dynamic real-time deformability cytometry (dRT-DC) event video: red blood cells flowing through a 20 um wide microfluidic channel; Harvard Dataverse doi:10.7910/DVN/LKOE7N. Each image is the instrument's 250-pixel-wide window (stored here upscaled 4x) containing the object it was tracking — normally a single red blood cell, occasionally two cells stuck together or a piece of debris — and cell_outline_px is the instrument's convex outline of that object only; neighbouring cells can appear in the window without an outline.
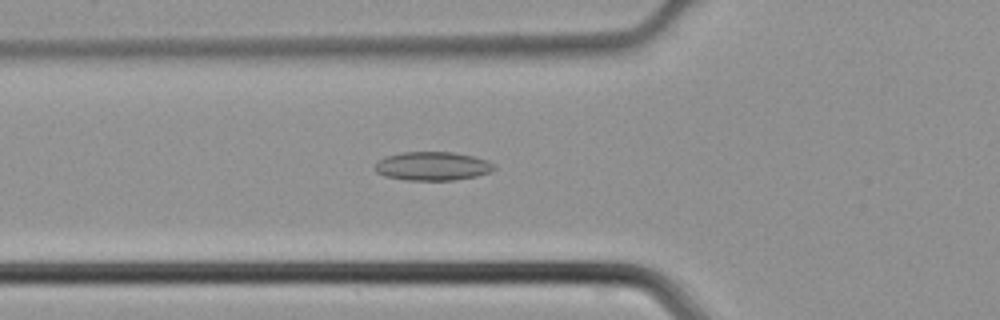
{"species": "common noctule bat (a hibernating species)", "species_latin": "Nyctalus noctula", "temperature_condition": "cold", "stored_images_in_passage": 41, "camera_frame_rate_fps": 3000, "um_per_image_px": 0.085, "animal": {"sex": "male", "body_mass_g": 21.5, "forearm_length_mm": 52.0}, "frame": {"image": 1, "passage_image": 12, "time_ms": 3.667, "image_size_px": [1000, 320], "cell_outline_px": [[496, 168], [488, 172], [476, 176], [456, 180], [404, 180], [384, 176], [376, 172], [376, 164], [380, 160], [388, 156], [400, 152], [452, 152], [472, 156], [488, 160], [496, 164]], "centroid_in_image_um": [36.79, 14.12], "position_along_channel_um": 89.0, "area_um2": 19.88}}
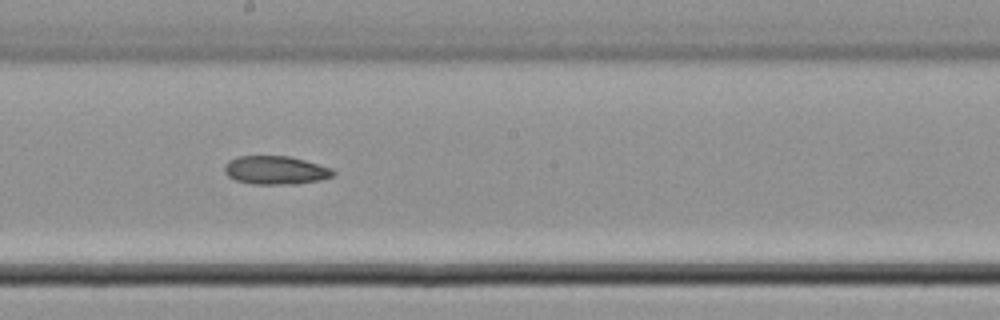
{"frame": {"image": 2, "passage_image": 21, "time_ms": 6.667, "image_size_px": [1000, 320], "cell_outline_px": [[336, 172], [332, 176], [320, 180], [296, 184], [252, 184], [236, 180], [228, 176], [224, 172], [224, 168], [228, 160], [240, 156], [288, 156], [304, 160], [332, 168]], "centroid_in_image_um": [23.42, 14.47], "position_along_channel_um": 224.8, "area_um2": 17.98}}
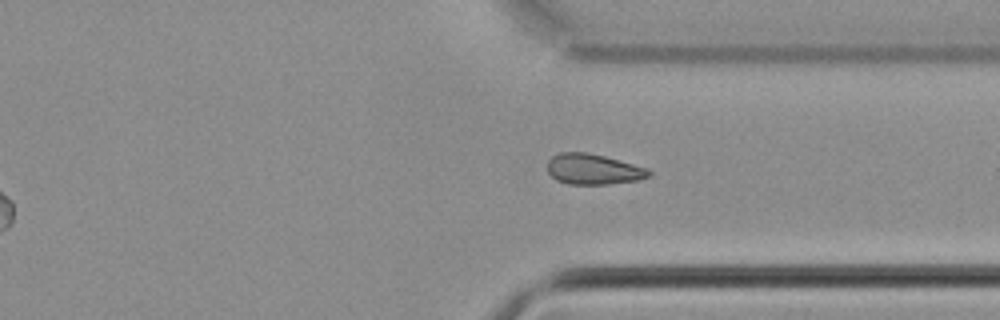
{"frame": {"image": 3, "passage_image": 30, "time_ms": 9.667, "image_size_px": [1000, 320], "cell_outline_px": [[652, 176], [640, 180], [608, 184], [568, 184], [556, 180], [548, 172], [548, 160], [552, 156], [560, 152], [584, 152], [604, 156], [632, 164], [644, 168], [652, 172]], "centroid_in_image_um": [50.42, 14.39], "position_along_channel_um": 361.0, "area_um2": 17.98}}